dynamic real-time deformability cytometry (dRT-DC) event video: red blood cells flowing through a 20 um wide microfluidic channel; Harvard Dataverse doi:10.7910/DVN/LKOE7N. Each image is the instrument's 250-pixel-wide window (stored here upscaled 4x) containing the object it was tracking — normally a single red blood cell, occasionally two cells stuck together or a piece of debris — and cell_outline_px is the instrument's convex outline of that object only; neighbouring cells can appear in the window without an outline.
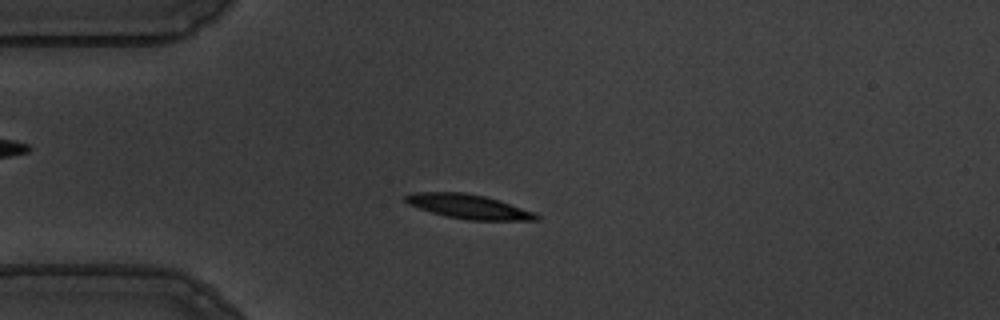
{"species": "common noctule bat (a hibernating species)", "species_latin": "Nyctalus noctula", "temperature_condition": "warm", "stored_images_in_passage": 56, "camera_frame_rate_fps": 3000, "um_per_image_px": 0.085, "animal": {"sex": "male", "body_mass_g": 19.5, "forearm_length_mm": 54.6}, "frame": {"image": 1, "passage_image": 14, "time_ms": 4.333, "image_size_px": [1000, 320], "cell_outline_px": [[540, 220], [468, 220], [444, 216], [408, 204], [404, 200], [404, 196], [412, 192], [464, 192], [484, 196], [500, 200], [536, 212], [540, 216]], "centroid_in_image_um": [39.86, 17.55], "position_along_channel_um": 45.1, "area_um2": 18.67}}
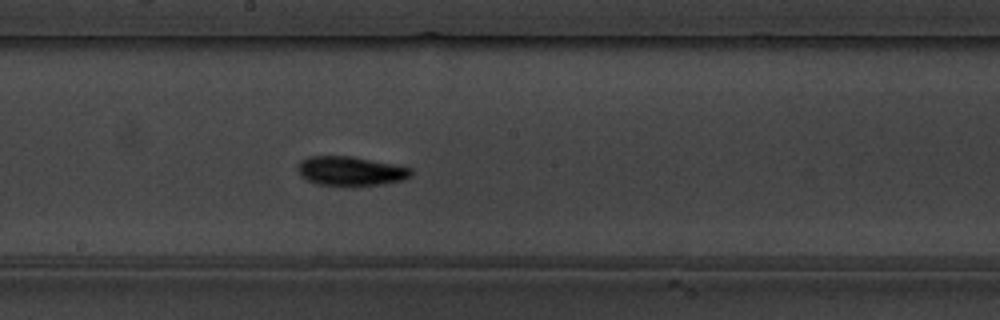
{"frame": {"image": 2, "passage_image": 30, "time_ms": 9.667, "image_size_px": [1000, 320], "cell_outline_px": [[412, 176], [404, 180], [380, 184], [316, 184], [300, 176], [296, 168], [296, 164], [300, 160], [308, 156], [352, 156], [412, 168]], "centroid_in_image_um": [29.76, 14.51], "position_along_channel_um": 218.4, "area_um2": 19.07}}
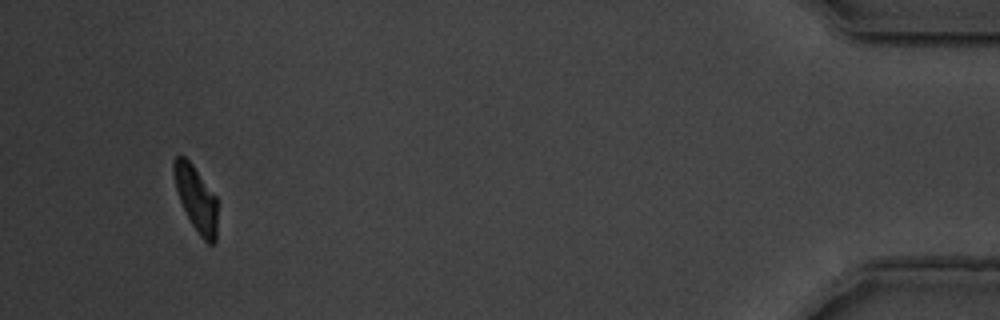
{"frame": {"image": 3, "passage_image": 53, "time_ms": 17.333, "image_size_px": [1000, 320], "cell_outline_px": [[216, 244], [208, 244], [200, 236], [192, 224], [180, 200], [176, 188], [172, 172], [172, 160], [176, 156], [184, 156], [192, 164], [216, 196]], "centroid_in_image_um": [16.65, 16.86], "position_along_channel_um": 418.5, "area_um2": 16.42}, "authors_computed_cell_mechanics": {"area_um2": 18.1492, "velocity_mm_per_s": 3.5747, "shape_relaxation_time_tau1_ms": 4.8211, "shape_relaxation_time_tau2_ms": 3.4763, "deformation_change_tau1": 0.2103, "deformation_change_tau2": 0.0893}}